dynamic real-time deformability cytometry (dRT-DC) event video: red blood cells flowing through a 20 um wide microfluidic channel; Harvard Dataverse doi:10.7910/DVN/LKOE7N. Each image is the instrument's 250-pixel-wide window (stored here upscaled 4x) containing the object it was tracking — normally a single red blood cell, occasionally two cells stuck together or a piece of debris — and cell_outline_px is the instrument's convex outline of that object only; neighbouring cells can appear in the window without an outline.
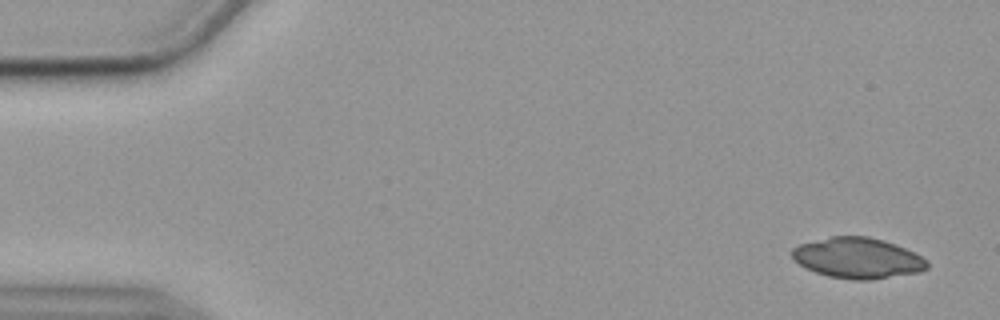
{"species": "common noctule bat (a hibernating species)", "species_latin": "Nyctalus noctula", "temperature_condition": "cold", "stored_images_in_passage": 56, "camera_frame_rate_fps": 3000, "um_per_image_px": 0.085, "animal": {"sex": "female", "body_mass_g": 19.9}, "frame": {"image": 1, "passage_image": 2, "time_ms": 0.333, "image_size_px": [1000, 320], "cell_outline_px": [[928, 268], [920, 272], [872, 280], [852, 280], [828, 276], [816, 272], [800, 264], [792, 256], [792, 248], [800, 244], [832, 236], [868, 236], [884, 240], [896, 244], [928, 260]], "centroid_in_image_um": [72.94, 21.94], "position_along_channel_um": 12.1, "area_um2": 31.91}}